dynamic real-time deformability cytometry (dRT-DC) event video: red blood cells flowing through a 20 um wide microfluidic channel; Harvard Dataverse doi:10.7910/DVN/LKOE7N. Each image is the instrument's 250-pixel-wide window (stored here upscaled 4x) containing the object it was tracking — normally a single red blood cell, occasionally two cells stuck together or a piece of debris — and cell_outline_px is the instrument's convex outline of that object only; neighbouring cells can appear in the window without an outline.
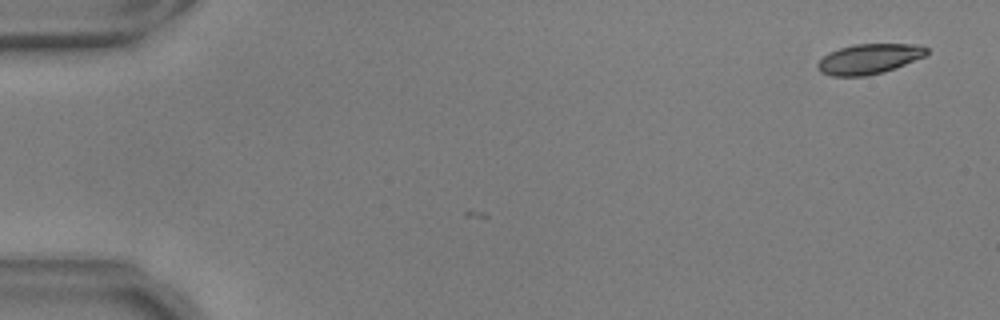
{"species": "common noctule bat (a hibernating species)", "species_latin": "Nyctalus noctula", "temperature_condition": "warm", "stored_images_in_passage": 4, "camera_frame_rate_fps": 3000, "um_per_image_px": 0.085, "animal": {"sex": "male", "body_mass_g": 17.9, "forearm_length_mm": 54.2}, "frame": {"image": 1, "passage_image": 1, "time_ms": 0.0, "image_size_px": [1000, 320], "cell_outline_px": [[928, 52], [924, 56], [884, 72], [864, 76], [832, 76], [820, 72], [816, 68], [816, 64], [828, 52], [840, 48], [856, 44], [912, 44], [928, 48]], "centroid_in_image_um": [73.81, 5.01], "position_along_channel_um": 11.2, "area_um2": 18.96}}